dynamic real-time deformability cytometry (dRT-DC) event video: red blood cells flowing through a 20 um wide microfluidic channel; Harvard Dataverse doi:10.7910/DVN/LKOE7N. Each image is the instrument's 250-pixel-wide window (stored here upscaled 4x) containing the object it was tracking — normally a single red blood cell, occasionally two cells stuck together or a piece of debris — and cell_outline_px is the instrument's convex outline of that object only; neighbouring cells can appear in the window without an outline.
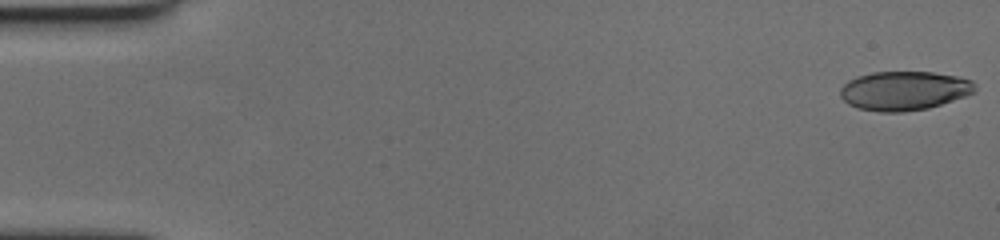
{"species": "human", "species_latin": "Homo sapiens", "temperature_condition": "cold", "stored_images_in_passage": 15, "camera_frame_rate_fps": 3000, "um_per_image_px": 0.085, "donor": {"sex": "female"}, "frame": {"image": 1, "passage_image": 1, "time_ms": 0.0, "image_size_px": [1000, 240], "cell_outline_px": [[976, 92], [928, 108], [904, 112], [880, 112], [856, 108], [848, 104], [840, 96], [840, 88], [848, 80], [856, 76], [872, 72], [932, 72], [956, 76], [972, 80], [976, 84]], "centroid_in_image_um": [76.83, 7.71], "position_along_channel_um": 8.2, "area_um2": 30.81}}
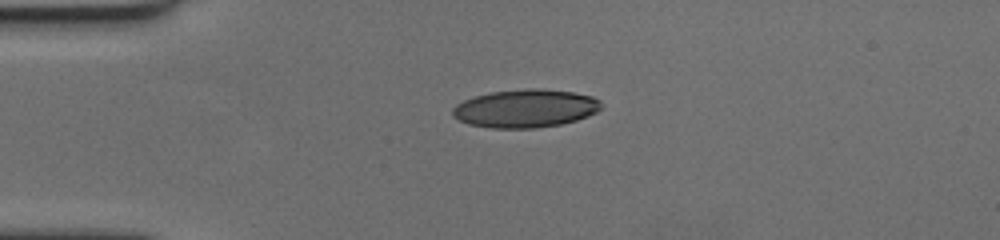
{"frame": {"image": 2, "passage_image": 15, "time_ms": 4.667, "image_size_px": [1000, 240], "cell_outline_px": [[600, 108], [596, 112], [588, 116], [576, 120], [560, 124], [536, 128], [492, 128], [468, 124], [452, 116], [452, 108], [456, 104], [464, 100], [476, 96], [492, 92], [528, 88], [540, 88], [576, 92], [592, 96], [600, 100]], "centroid_in_image_um": [44.66, 9.21], "position_along_channel_um": 40.3, "area_um2": 33.06}}